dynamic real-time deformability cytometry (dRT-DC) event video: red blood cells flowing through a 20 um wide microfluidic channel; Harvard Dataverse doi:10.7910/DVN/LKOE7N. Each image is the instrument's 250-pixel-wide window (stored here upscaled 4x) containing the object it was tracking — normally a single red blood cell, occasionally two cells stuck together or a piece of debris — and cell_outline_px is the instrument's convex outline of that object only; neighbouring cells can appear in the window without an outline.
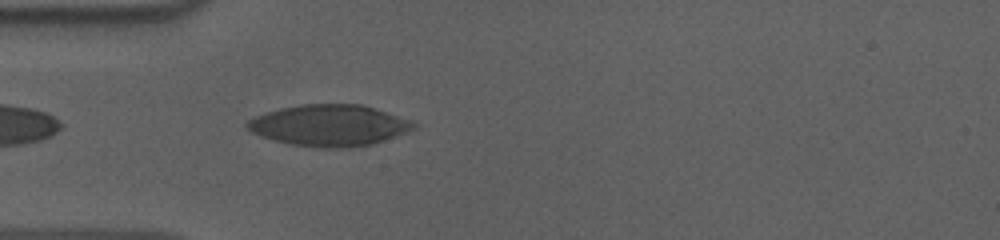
{"species": "human", "species_latin": "Homo sapiens", "temperature_condition": "cold", "stored_images_in_passage": 26, "camera_frame_rate_fps": 3000, "um_per_image_px": 0.085, "donor": {"sex": "male"}, "frame": {"image": 1, "passage_image": 2, "time_ms": 0.333, "image_size_px": [1000, 240], "cell_outline_px": [[416, 128], [408, 132], [372, 144], [348, 148], [316, 148], [292, 144], [272, 140], [260, 136], [252, 132], [244, 124], [248, 120], [256, 116], [280, 108], [304, 104], [360, 104], [412, 120], [416, 124]], "centroid_in_image_um": [27.99, 10.67], "position_along_channel_um": 57.0, "area_um2": 40.06}}
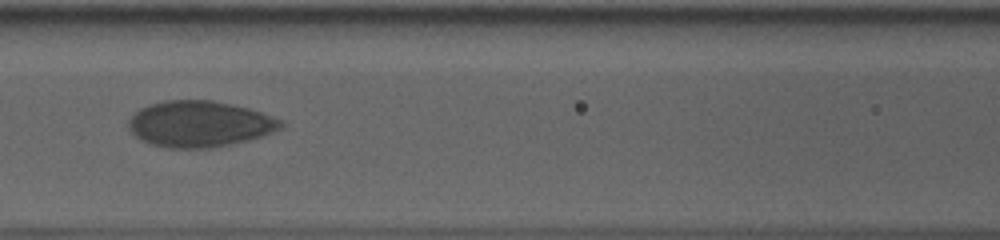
{"frame": {"image": 2, "passage_image": 10, "time_ms": 3.0, "image_size_px": [1000, 240], "cell_outline_px": [[284, 124], [280, 128], [260, 136], [232, 144], [212, 148], [168, 148], [152, 144], [140, 140], [128, 128], [128, 120], [140, 108], [152, 104], [168, 100], [212, 100], [248, 108], [284, 120]], "centroid_in_image_um": [16.95, 10.54], "position_along_channel_um": 149.7, "area_um2": 40.63}}
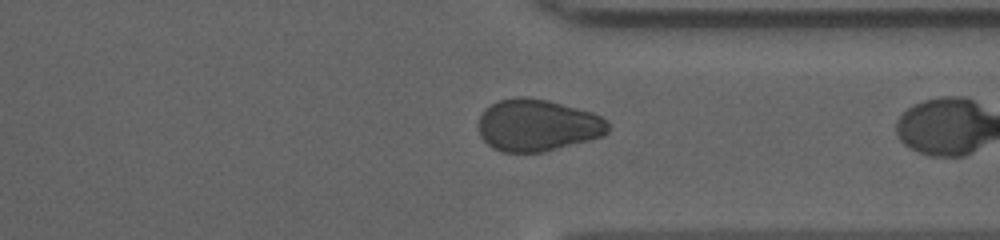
{"frame": {"image": 3, "passage_image": 25, "time_ms": 8.0, "image_size_px": [1000, 240], "cell_outline_px": [[608, 132], [604, 136], [544, 152], [504, 152], [492, 148], [480, 136], [476, 124], [484, 108], [500, 100], [516, 96], [528, 96], [548, 100], [592, 112], [608, 120]], "centroid_in_image_um": [45.66, 10.64], "position_along_channel_um": 365.7, "area_um2": 39.65}}